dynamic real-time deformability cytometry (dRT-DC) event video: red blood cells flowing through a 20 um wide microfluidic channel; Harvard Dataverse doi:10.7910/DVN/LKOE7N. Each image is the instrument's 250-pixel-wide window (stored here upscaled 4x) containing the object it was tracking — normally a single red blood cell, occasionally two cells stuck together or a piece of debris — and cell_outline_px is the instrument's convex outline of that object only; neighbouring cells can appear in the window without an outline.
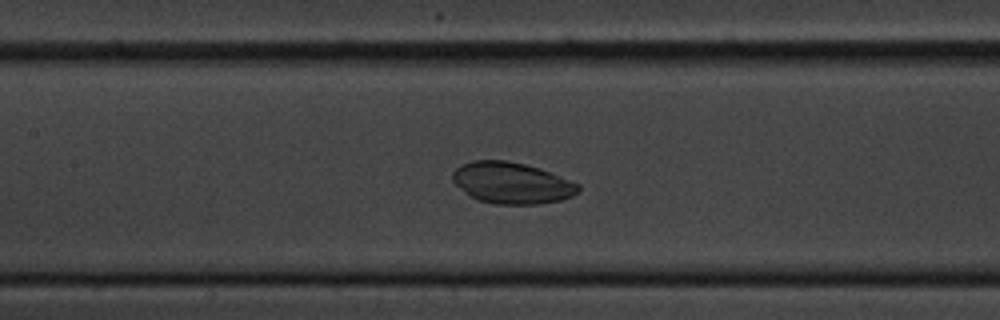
{"species": "common noctule bat (a hibernating species)", "species_latin": "Nyctalus noctula", "temperature_condition": "cold", "stored_images_in_passage": 45, "camera_frame_rate_fps": 3000, "um_per_image_px": 0.085, "animal": {"sex": "male", "body_mass_g": 20.1, "forearm_length_mm": 53.5}, "frame": {"image": 1, "passage_image": 14, "time_ms": 4.333, "image_size_px": [1000, 320], "cell_outline_px": [[580, 188], [572, 196], [560, 200], [540, 204], [496, 204], [480, 200], [468, 196], [452, 180], [452, 172], [456, 168], [472, 160], [504, 160], [524, 164], [540, 168], [580, 184]], "centroid_in_image_um": [43.49, 15.55], "position_along_channel_um": 163.9, "area_um2": 30.23}}
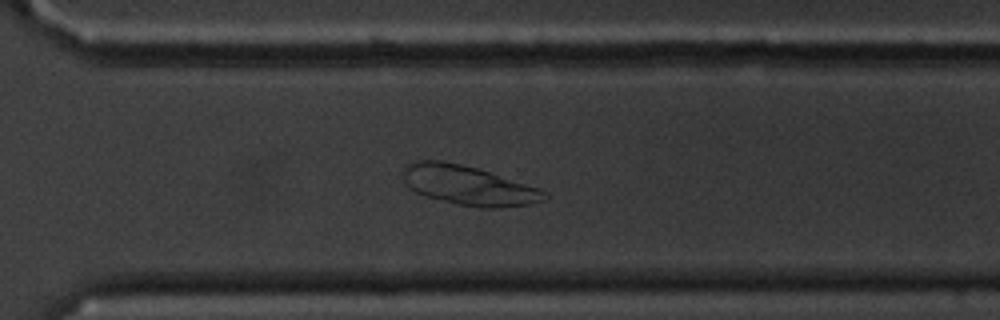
{"frame": {"image": 2, "passage_image": 28, "time_ms": 9.0, "image_size_px": [1000, 320], "cell_outline_px": [[548, 200], [528, 204], [496, 208], [484, 208], [456, 204], [424, 196], [416, 192], [404, 180], [400, 168], [408, 164], [420, 160], [440, 160], [460, 164], [476, 168], [540, 188], [548, 192]], "centroid_in_image_um": [39.83, 15.76], "position_along_channel_um": 330.8, "area_um2": 32.48}}
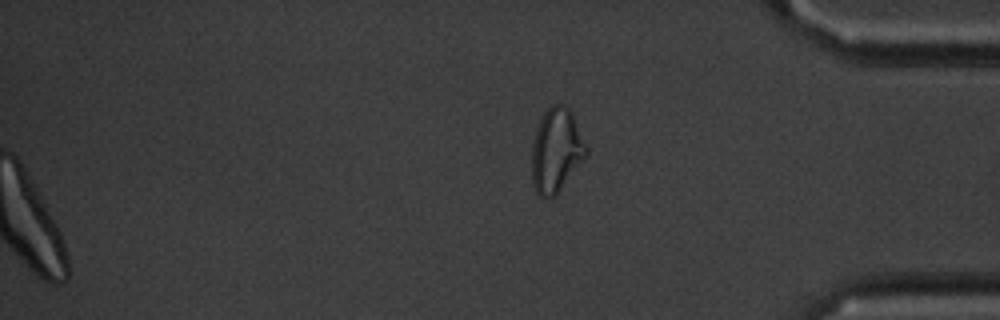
{"frame": {"image": 3, "passage_image": 45, "time_ms": 14.667, "image_size_px": [1000, 320], "cell_outline_px": [[588, 156], [556, 196], [544, 200], [536, 192], [532, 184], [532, 144], [536, 128], [544, 112], [552, 104], [564, 104], [572, 112], [588, 148]], "centroid_in_image_um": [47.3, 12.82], "position_along_channel_um": 387.9, "area_um2": 27.22}}